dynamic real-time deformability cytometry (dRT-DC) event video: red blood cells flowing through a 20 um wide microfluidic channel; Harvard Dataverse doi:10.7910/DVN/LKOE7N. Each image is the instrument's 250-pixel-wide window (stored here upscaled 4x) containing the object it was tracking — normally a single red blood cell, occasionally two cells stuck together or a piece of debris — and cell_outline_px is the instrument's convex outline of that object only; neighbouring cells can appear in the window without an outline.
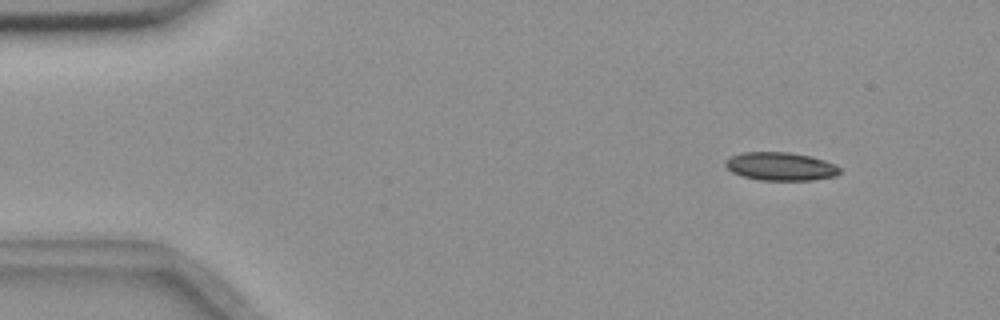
{"species": "common noctule bat (a hibernating species)", "species_latin": "Nyctalus noctula", "temperature_condition": "room temperature", "stored_images_in_passage": 5, "segment_of_instrument_passage": [1, 2], "camera_frame_rate_fps": 3000, "um_per_image_px": 0.085, "animal": {"sex": "female", "body_mass_g": 18.4}, "frame": {"image": 1, "passage_image": 2, "time_ms": 0.333, "image_size_px": [1000, 320], "cell_outline_px": [[840, 172], [836, 176], [812, 180], [760, 180], [744, 176], [732, 172], [724, 164], [724, 160], [732, 156], [744, 152], [788, 152], [812, 156], [824, 160], [840, 168]], "centroid_in_image_um": [66.34, 14.14], "position_along_channel_um": 18.7, "area_um2": 18.73}}